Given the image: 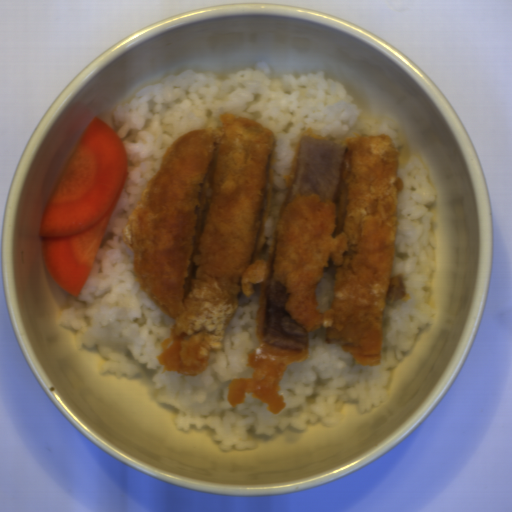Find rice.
<instances>
[{"instance_id":"652b925c","label":"rice","mask_w":512,"mask_h":512,"mask_svg":"<svg viewBox=\"0 0 512 512\" xmlns=\"http://www.w3.org/2000/svg\"><path fill=\"white\" fill-rule=\"evenodd\" d=\"M231 113L259 122L274 133L277 152L268 220L264 226L268 259L279 214L289 188L283 181L303 131L310 127L322 136L339 139L387 133L398 152L400 126L388 116L367 117L339 80L326 78L324 70L283 73L273 77L271 65L254 63L236 73L187 69L145 85L130 102L114 107L112 121L121 139L129 170L123 191L104 231L92 270L76 297L59 317L62 327L76 330L77 348L96 346L102 358L99 375L132 379L140 369L126 355L153 370V394L158 403L177 409L176 429L188 431L209 426L220 450L257 449L248 430L271 436L275 427L307 428L320 420L324 427L337 426L345 402L357 401V414L370 412L388 397L390 370L411 351L421 329L433 325L436 314L429 303L436 273L431 227L436 213L429 211L438 191L429 170L414 154L398 162L404 184L398 194L397 232L391 278L404 275L407 302L386 301L380 365L358 366L351 353L338 344H327L325 328L308 333V358L287 366L279 394L286 407L277 415L246 392L244 403L233 408L227 400L233 378H251L247 354L259 341L256 313L261 283L252 284V295L240 290L237 309L227 326L222 350L208 352V368L199 375L165 371L156 357L161 341L170 336L175 319L156 305L134 277V254L123 238V228L137 208L146 185L160 170L166 150L183 133L202 128H222L220 115Z\"/></svg>"}]
</instances>
